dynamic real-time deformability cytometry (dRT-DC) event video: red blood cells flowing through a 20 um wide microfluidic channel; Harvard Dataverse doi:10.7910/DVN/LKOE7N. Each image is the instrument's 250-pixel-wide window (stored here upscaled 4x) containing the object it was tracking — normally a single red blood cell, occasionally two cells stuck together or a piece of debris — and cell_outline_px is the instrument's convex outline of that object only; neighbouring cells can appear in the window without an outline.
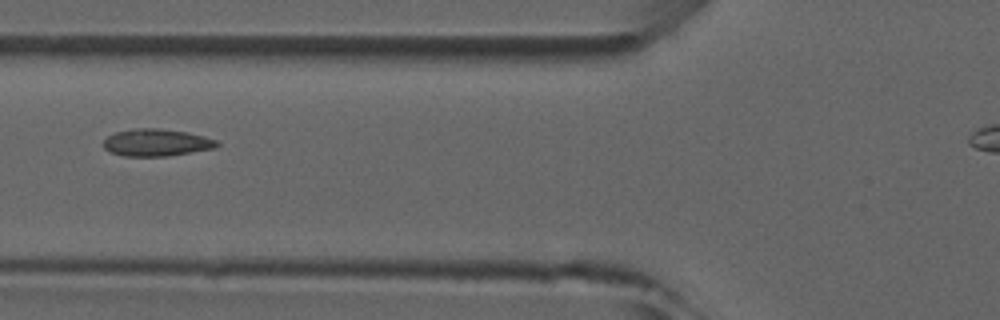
{"species": "common noctule bat (a hibernating species)", "species_latin": "Nyctalus noctula", "temperature_condition": "room temperature", "stored_images_in_passage": 4, "segment_of_instrument_passage": [1, 2], "camera_frame_rate_fps": 3000, "um_per_image_px": 0.085, "animal": {"sex": "male", "forearm_length_mm": 52.5}, "frame": {"image": 1, "passage_image": 3, "time_ms": 2.333, "image_size_px": [1000, 320], "cell_outline_px": [[220, 144], [216, 148], [168, 156], [124, 156], [108, 152], [104, 148], [104, 140], [108, 136], [116, 132], [132, 128], [160, 128], [188, 132], [204, 136], [216, 140]], "centroid_in_image_um": [13.3, 12.11], "position_along_channel_um": 112.5, "area_um2": 18.15}}